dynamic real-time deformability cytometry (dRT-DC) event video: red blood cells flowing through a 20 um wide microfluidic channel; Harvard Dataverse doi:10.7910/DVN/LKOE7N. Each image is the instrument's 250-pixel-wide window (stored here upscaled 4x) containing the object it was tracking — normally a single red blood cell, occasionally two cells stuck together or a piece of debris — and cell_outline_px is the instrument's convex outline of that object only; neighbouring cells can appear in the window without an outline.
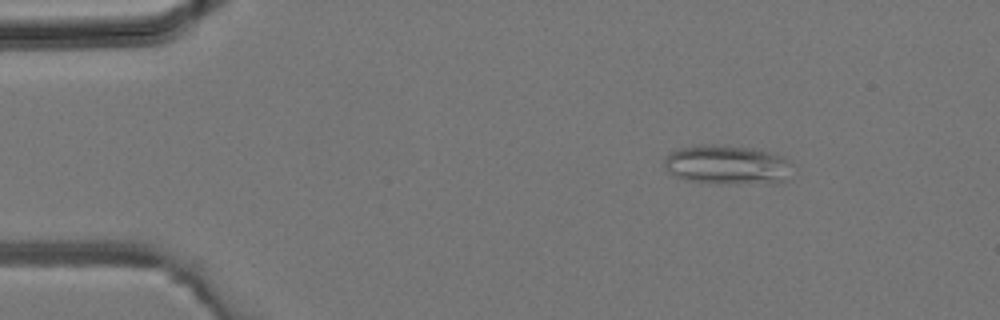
{"species": "common noctule bat (a hibernating species)", "species_latin": "Nyctalus noctula", "temperature_condition": "room temperature", "stored_images_in_passage": 2, "camera_frame_rate_fps": 3000, "um_per_image_px": 0.085, "animal": {"sex": "male", "body_mass_g": 19.2, "forearm_length_mm": 51.8}, "frame": {"image": 1, "passage_image": 1, "time_ms": 0.0, "image_size_px": [1000, 320], "cell_outline_px": [[796, 164], [784, 180], [776, 184], [772, 184], [688, 180], [676, 176], [664, 164], [664, 156], [680, 148], [704, 144], [752, 148], [784, 156]], "centroid_in_image_um": [61.91, 13.99], "position_along_channel_um": 23.1, "area_um2": 28.84}}